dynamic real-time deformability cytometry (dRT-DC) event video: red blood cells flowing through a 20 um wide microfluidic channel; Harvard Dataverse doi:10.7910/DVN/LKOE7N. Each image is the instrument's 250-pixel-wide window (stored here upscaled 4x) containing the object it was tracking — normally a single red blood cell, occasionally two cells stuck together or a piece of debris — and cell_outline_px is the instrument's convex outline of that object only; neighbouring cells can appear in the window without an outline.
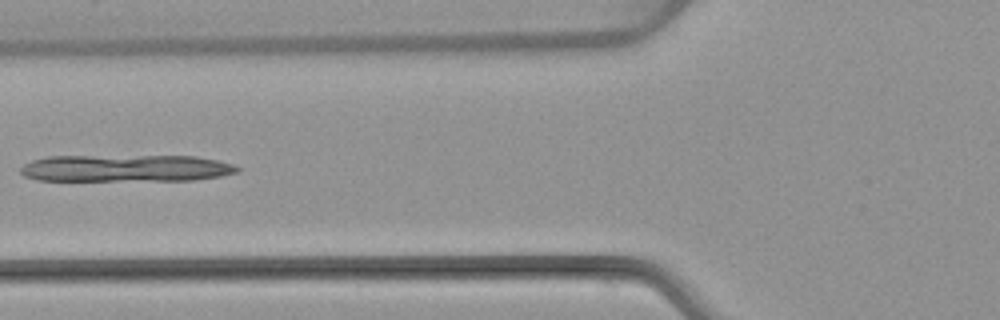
{"species": "common noctule bat (a hibernating species)", "species_latin": "Nyctalus noctula", "temperature_condition": "warm", "stored_images_in_passage": 7, "camera_frame_rate_fps": 3000, "um_per_image_px": 0.085, "animal": {"sex": "female", "body_mass_g": 22.7, "forearm_length_mm": 54.2}, "frame": {"image": 1, "passage_image": 6, "time_ms": 6.333, "image_size_px": [1000, 320], "cell_outline_px": [[240, 168], [236, 172], [220, 176], [192, 180], [36, 180], [24, 176], [20, 172], [20, 168], [24, 164], [32, 160], [48, 156], [196, 156], [216, 160], [232, 164]], "centroid_in_image_um": [10.65, 14.29], "position_along_channel_um": 115.1, "area_um2": 33.99}}
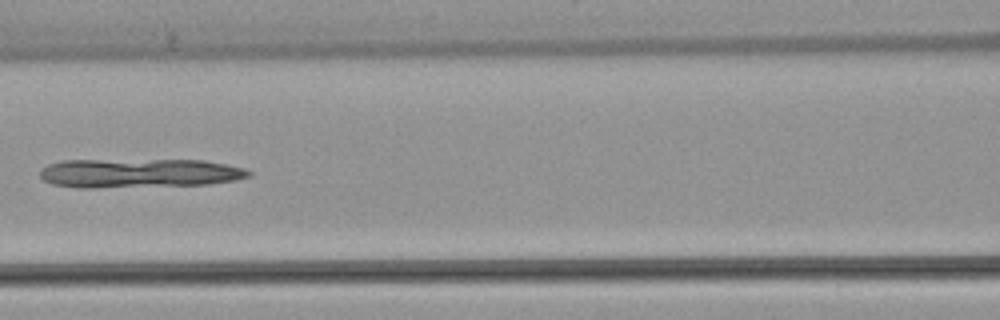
{"frame": {"image": 2, "passage_image": 7, "time_ms": 7.333, "image_size_px": [1000, 320], "cell_outline_px": [[252, 176], [236, 180], [208, 184], [92, 188], [80, 188], [52, 184], [44, 180], [40, 176], [40, 168], [48, 164], [64, 160], [204, 160], [228, 164], [244, 168], [252, 172]], "centroid_in_image_um": [11.84, 14.71], "position_along_channel_um": 154.8, "area_um2": 35.6}}